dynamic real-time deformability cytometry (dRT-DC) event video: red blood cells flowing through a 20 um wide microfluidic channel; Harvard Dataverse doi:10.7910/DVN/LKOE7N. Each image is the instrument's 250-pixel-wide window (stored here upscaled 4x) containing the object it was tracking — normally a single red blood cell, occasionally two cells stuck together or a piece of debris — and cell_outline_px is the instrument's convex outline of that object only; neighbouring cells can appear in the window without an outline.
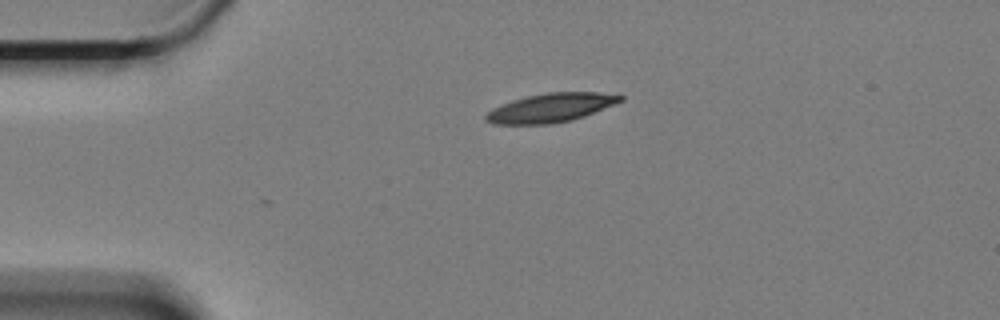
{"species": "Egyptian fruit bat (a non-hibernating species)", "species_latin": "Rousettus aegyptiacus", "temperature_condition": "cold", "stored_images_in_passage": 2, "camera_frame_rate_fps": 3000, "um_per_image_px": 0.085, "animal": {"sex": "female"}, "frame": {"image": 1, "passage_image": 1, "time_ms": 0.0, "image_size_px": [1000, 320], "cell_outline_px": [[624, 100], [584, 116], [572, 120], [552, 124], [492, 124], [484, 120], [484, 116], [492, 108], [512, 100], [528, 96], [548, 92], [600, 92], [624, 96]], "centroid_in_image_um": [46.8, 9.16], "position_along_channel_um": 38.2, "area_um2": 22.6}}